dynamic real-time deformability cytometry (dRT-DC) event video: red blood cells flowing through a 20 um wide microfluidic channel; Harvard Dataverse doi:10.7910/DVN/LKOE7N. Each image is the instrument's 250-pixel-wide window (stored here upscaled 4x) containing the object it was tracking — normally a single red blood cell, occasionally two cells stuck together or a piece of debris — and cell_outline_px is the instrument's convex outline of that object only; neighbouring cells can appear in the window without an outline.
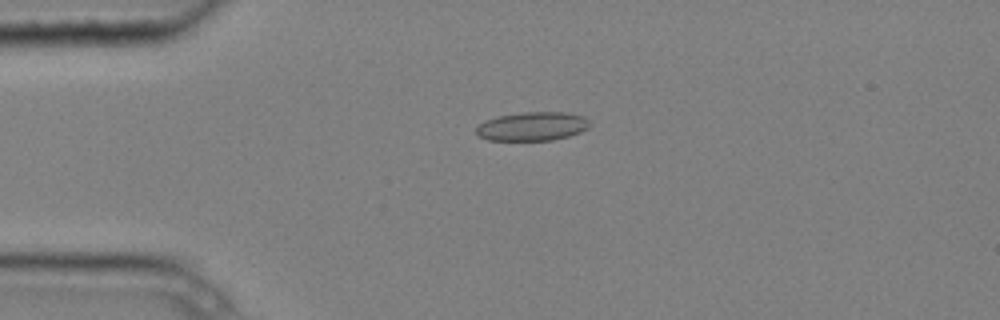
{"species": "common noctule bat (a hibernating species)", "species_latin": "Nyctalus noctula", "temperature_condition": "cold", "stored_images_in_passage": 4, "camera_frame_rate_fps": 3000, "um_per_image_px": 0.085, "animal": {"sex": "male", "body_mass_g": 20.4}, "frame": {"image": 1, "passage_image": 4, "time_ms": 1.0, "image_size_px": [1000, 320], "cell_outline_px": [[588, 128], [580, 132], [568, 136], [552, 140], [488, 140], [476, 136], [476, 124], [484, 120], [496, 116], [524, 112], [564, 112], [584, 116], [588, 120]], "centroid_in_image_um": [45.18, 10.73], "position_along_channel_um": 39.8, "area_um2": 19.19}}